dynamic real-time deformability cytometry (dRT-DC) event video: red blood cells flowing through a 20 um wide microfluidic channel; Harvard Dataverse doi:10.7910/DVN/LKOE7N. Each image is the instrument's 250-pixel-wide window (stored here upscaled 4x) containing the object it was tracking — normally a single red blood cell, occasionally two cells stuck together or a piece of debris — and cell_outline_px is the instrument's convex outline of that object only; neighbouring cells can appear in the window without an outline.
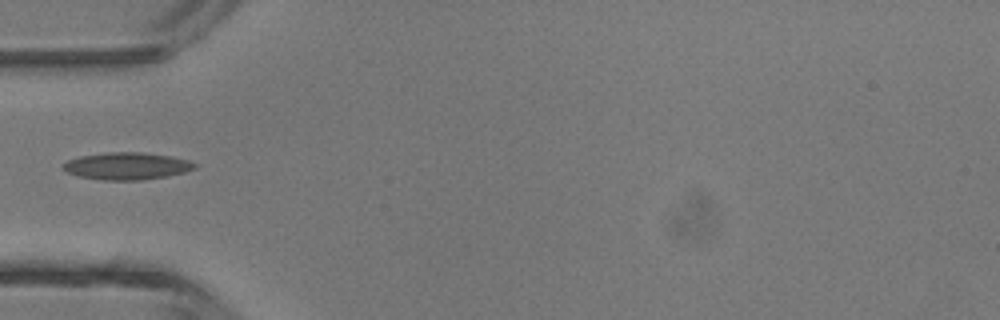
{"species": "common noctule bat (a hibernating species)", "species_latin": "Nyctalus noctula", "temperature_condition": "room temperature", "stored_images_in_passage": 2, "camera_frame_rate_fps": 3000, "um_per_image_px": 0.085, "animal": {"sex": "male", "body_mass_g": 13.3}, "frame": {"image": 1, "passage_image": 1, "time_ms": 0.0, "image_size_px": [1000, 320], "cell_outline_px": [[196, 168], [184, 172], [168, 176], [140, 180], [100, 180], [80, 176], [68, 172], [64, 168], [64, 164], [68, 160], [80, 156], [108, 152], [140, 152], [172, 156], [188, 160], [196, 164]], "centroid_in_image_um": [10.81, 14.11], "position_along_channel_um": 74.2, "area_um2": 20.69}}
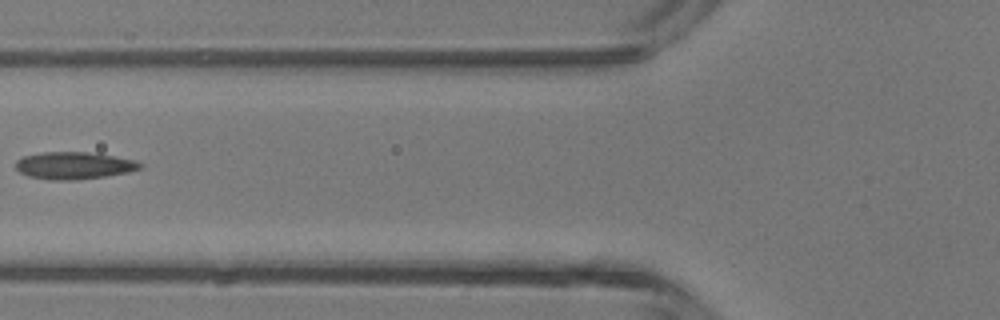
{"frame": {"image": 2, "passage_image": 2, "time_ms": 0.333, "image_size_px": [1000, 320], "cell_outline_px": [[144, 168], [128, 172], [104, 176], [76, 180], [52, 180], [28, 176], [20, 172], [16, 168], [16, 160], [24, 156], [40, 152], [88, 152], [136, 160], [144, 164]], "centroid_in_image_um": [6.31, 14.07], "position_along_channel_um": 119.5, "area_um2": 19.77}}